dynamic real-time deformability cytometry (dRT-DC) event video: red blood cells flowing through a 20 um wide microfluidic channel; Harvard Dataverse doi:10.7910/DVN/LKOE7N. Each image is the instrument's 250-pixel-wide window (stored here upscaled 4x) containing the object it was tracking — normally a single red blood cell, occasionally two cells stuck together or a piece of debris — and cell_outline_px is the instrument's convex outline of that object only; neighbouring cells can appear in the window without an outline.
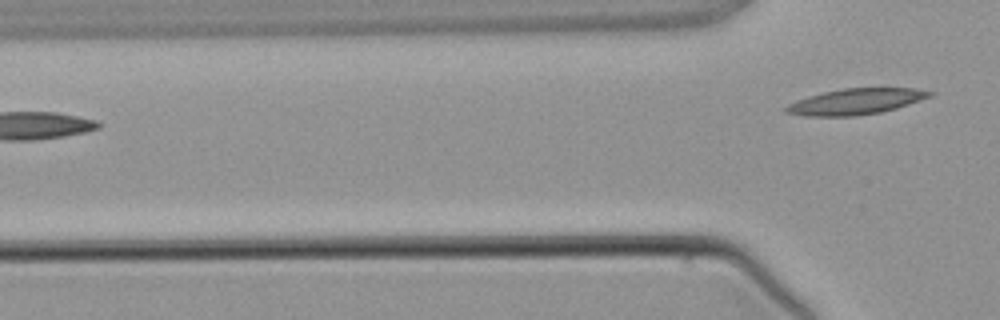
{"species": "common noctule bat (a hibernating species)", "species_latin": "Nyctalus noctula", "temperature_condition": "warm", "stored_images_in_passage": 4, "camera_frame_rate_fps": 3000, "um_per_image_px": 0.085, "animal": {"sex": "male", "body_mass_g": 21.5, "forearm_length_mm": 52.0}, "frame": {"image": 1, "passage_image": 4, "time_ms": 3.667, "image_size_px": [1000, 320], "cell_outline_px": [[936, 92], [932, 96], [896, 108], [880, 112], [856, 116], [804, 116], [784, 112], [780, 108], [796, 100], [808, 96], [824, 92], [844, 88], [916, 88]], "centroid_in_image_um": [72.7, 8.63], "position_along_channel_um": 53.1, "area_um2": 21.79}}